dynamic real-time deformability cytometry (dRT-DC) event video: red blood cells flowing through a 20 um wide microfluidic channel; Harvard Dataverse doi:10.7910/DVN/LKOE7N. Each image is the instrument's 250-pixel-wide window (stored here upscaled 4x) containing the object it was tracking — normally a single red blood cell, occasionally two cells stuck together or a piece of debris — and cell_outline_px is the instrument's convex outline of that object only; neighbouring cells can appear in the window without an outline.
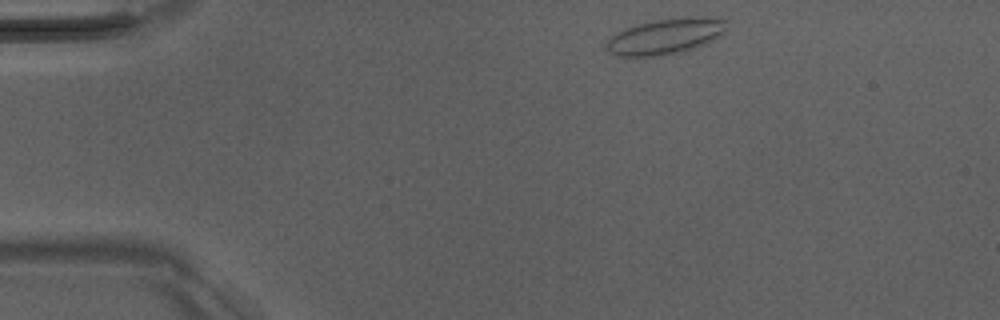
{"species": "Egyptian fruit bat (a non-hibernating species)", "species_latin": "Rousettus aegyptiacus", "temperature_condition": "room temperature", "stored_images_in_passage": 43, "camera_frame_rate_fps": 3000, "um_per_image_px": 0.085, "animal": {"sex": "male"}, "frame": {"image": 1, "passage_image": 1, "time_ms": 0.0, "image_size_px": [1000, 320], "cell_outline_px": [[728, 32], [696, 48], [684, 52], [660, 56], [616, 56], [608, 52], [604, 48], [604, 44], [616, 32], [640, 24], [656, 20], [680, 16], [704, 16], [728, 20]], "centroid_in_image_um": [56.63, 3.09], "position_along_channel_um": 28.4, "area_um2": 25.61}}
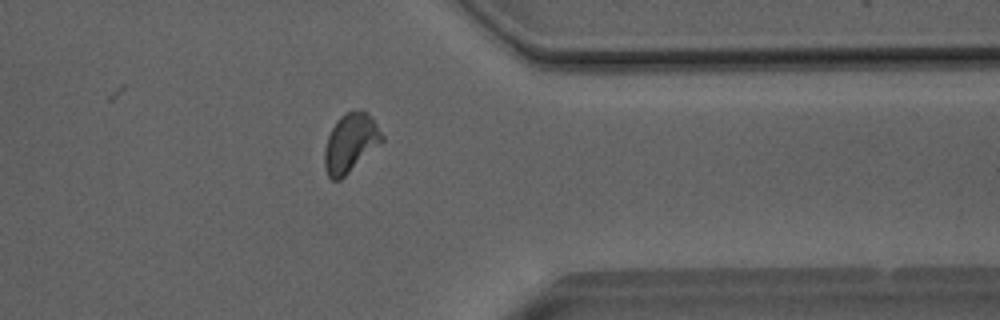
{"frame": {"image": 2, "passage_image": 33, "time_ms": 10.667, "image_size_px": [1000, 320], "cell_outline_px": [[384, 140], [340, 180], [332, 180], [328, 176], [324, 164], [324, 148], [328, 136], [336, 120], [344, 112], [360, 108], [364, 108], [376, 124], [384, 136]], "centroid_in_image_um": [29.78, 12.1], "position_along_channel_um": 381.6, "area_um2": 19.71}}
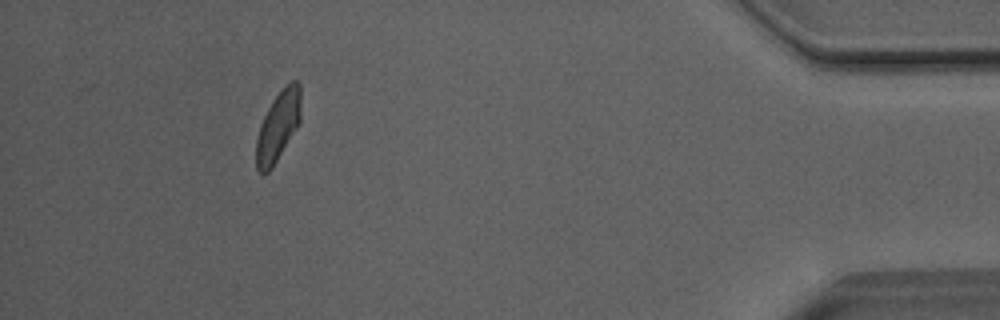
{"frame": {"image": 3, "passage_image": 39, "time_ms": 12.667, "image_size_px": [1000, 320], "cell_outline_px": [[300, 120], [296, 128], [272, 168], [268, 172], [260, 172], [256, 168], [256, 140], [260, 124], [272, 100], [292, 80], [296, 80], [300, 84]], "centroid_in_image_um": [23.62, 10.73], "position_along_channel_um": 411.6, "area_um2": 17.8}, "authors_computed_cell_mechanics": {"area_um2": 19.2474, "velocity_mm_per_s": 4.0277, "shape_relaxation_time_tau1_ms": 7.344, "shape_relaxation_time_tau2_ms": 1.3637, "deformation_change_tau1": 0.1652, "deformation_change_tau2": 0.0494}}